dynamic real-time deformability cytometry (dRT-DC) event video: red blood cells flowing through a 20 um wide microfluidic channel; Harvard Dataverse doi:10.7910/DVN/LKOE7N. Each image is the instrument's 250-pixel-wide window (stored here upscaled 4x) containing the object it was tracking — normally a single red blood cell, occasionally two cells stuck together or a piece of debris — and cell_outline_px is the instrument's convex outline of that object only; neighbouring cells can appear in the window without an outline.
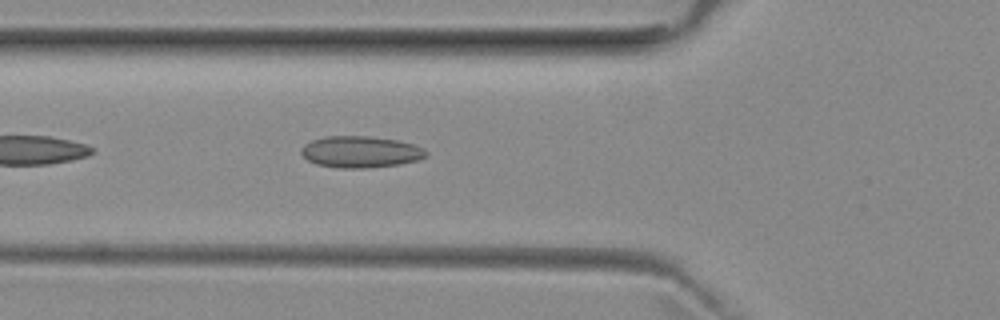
{"species": "common noctule bat (a hibernating species)", "species_latin": "Nyctalus noctula", "temperature_condition": "room temperature", "stored_images_in_passage": 37, "camera_frame_rate_fps": 3000, "um_per_image_px": 0.085, "animal": {"sex": "female", "body_mass_g": 29.2, "forearm_length_mm": 56.3}, "frame": {"image": 1, "passage_image": 5, "time_ms": 1.333, "image_size_px": [1000, 320], "cell_outline_px": [[428, 156], [416, 160], [400, 164], [368, 168], [336, 168], [316, 164], [308, 160], [300, 152], [300, 148], [304, 144], [312, 140], [324, 136], [368, 136], [396, 140], [412, 144], [424, 148], [428, 152]], "centroid_in_image_um": [30.63, 12.91], "position_along_channel_um": 95.2, "area_um2": 23.06}}
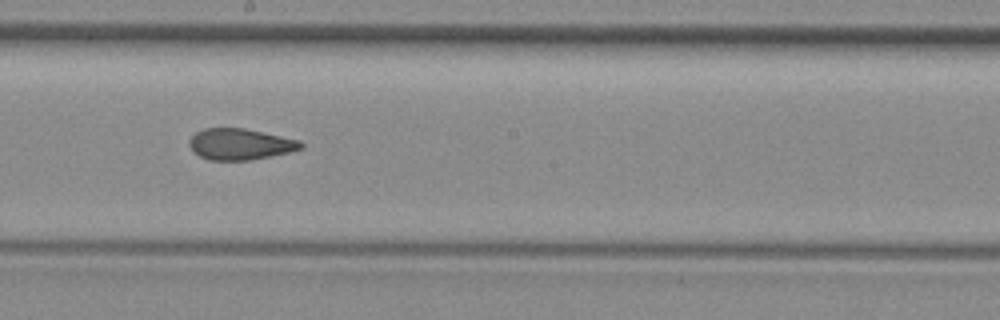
{"frame": {"image": 2, "passage_image": 15, "time_ms": 4.667, "image_size_px": [1000, 320], "cell_outline_px": [[304, 148], [272, 156], [252, 160], [208, 160], [192, 152], [188, 144], [188, 140], [196, 132], [204, 128], [244, 128], [300, 140], [304, 144]], "centroid_in_image_um": [20.4, 12.26], "position_along_channel_um": 227.8, "area_um2": 20.46}}
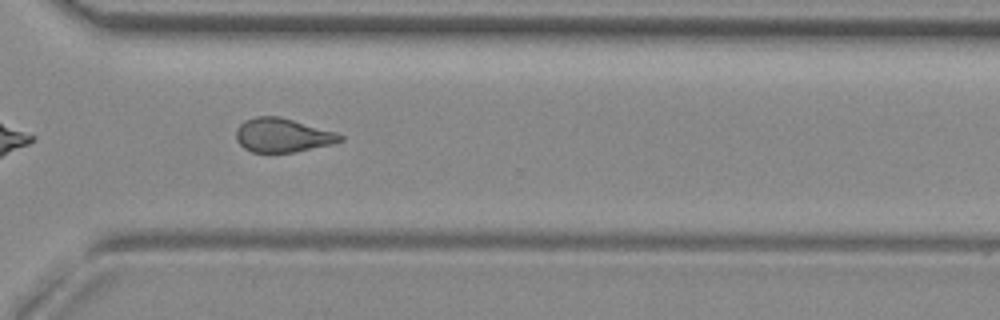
{"frame": {"image": 3, "passage_image": 24, "time_ms": 7.667, "image_size_px": [1000, 320], "cell_outline_px": [[344, 140], [332, 144], [292, 152], [252, 152], [244, 148], [236, 140], [236, 128], [244, 120], [256, 116], [280, 116], [336, 132], [344, 136]], "centroid_in_image_um": [24.0, 11.48], "position_along_channel_um": 346.6, "area_um2": 20.58}, "authors_computed_cell_mechanics": {"area_um2": 20.8658, "velocity_mm_per_s": 3.9688, "shape_relaxation_time_tau1_ms": null, "shape_relaxation_time_tau2_ms": 1.7087, "deformation_change_tau1": null, "deformation_change_tau2": 0.0829}}